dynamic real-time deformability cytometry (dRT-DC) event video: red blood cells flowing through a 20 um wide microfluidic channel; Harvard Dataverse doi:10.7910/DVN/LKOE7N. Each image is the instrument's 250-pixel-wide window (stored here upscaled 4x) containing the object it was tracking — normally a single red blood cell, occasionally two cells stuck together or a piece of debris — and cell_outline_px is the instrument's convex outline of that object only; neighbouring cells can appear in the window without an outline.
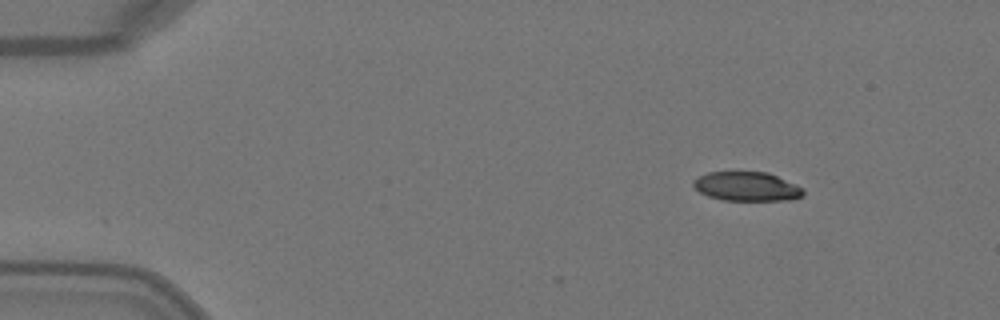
{"species": "Egyptian fruit bat (a non-hibernating species)", "species_latin": "Rousettus aegyptiacus", "temperature_condition": "warm", "stored_images_in_passage": 3, "camera_frame_rate_fps": 3000, "um_per_image_px": 0.085, "animal": {"sex": "female"}, "frame": {"image": 1, "passage_image": 1, "time_ms": 0.0, "image_size_px": [1000, 320], "cell_outline_px": [[804, 196], [792, 200], [724, 200], [708, 196], [700, 192], [692, 184], [692, 180], [708, 172], [768, 172], [796, 184], [804, 188]], "centroid_in_image_um": [63.51, 15.85], "position_along_channel_um": 21.5, "area_um2": 18.73}}
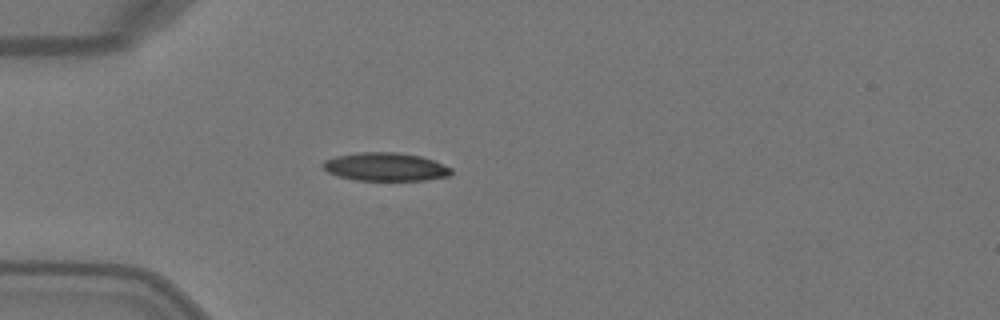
{"frame": {"image": 2, "passage_image": 3, "time_ms": 0.667, "image_size_px": [1000, 320], "cell_outline_px": [[452, 172], [448, 176], [424, 180], [356, 180], [336, 176], [328, 172], [320, 164], [324, 160], [336, 156], [356, 152], [396, 152], [420, 156], [432, 160], [452, 168]], "centroid_in_image_um": [32.71, 14.18], "position_along_channel_um": 52.3, "area_um2": 21.15}}